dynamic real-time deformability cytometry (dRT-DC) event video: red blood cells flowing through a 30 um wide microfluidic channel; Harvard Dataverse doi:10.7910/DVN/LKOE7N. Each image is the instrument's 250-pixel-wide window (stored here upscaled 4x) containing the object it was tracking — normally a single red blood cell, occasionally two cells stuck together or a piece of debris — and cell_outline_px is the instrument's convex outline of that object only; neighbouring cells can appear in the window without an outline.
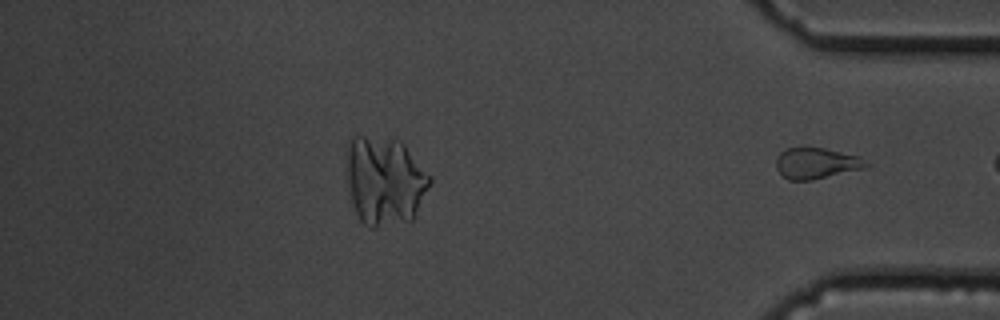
{"species": "common noctule bat (a hibernating species)", "species_latin": "Nyctalus noctula", "temperature_condition": "cold", "stored_images_in_passage": 47, "camera_frame_rate_fps": 3000, "um_per_image_px": 0.085, "animal": {"sex": "male", "body_mass_g": 19.5, "forearm_length_mm": 54.6}, "frame": {"image": 1, "passage_image": 47, "time_ms": 15.333, "image_size_px": [1000, 320], "cell_outline_px": [[872, 164], [868, 168], [812, 180], [788, 180], [776, 168], [776, 160], [780, 152], [784, 148], [804, 144], [824, 148], [860, 156]], "centroid_in_image_um": [69.42, 13.83], "position_along_channel_um": 365.8, "area_um2": 17.05}}